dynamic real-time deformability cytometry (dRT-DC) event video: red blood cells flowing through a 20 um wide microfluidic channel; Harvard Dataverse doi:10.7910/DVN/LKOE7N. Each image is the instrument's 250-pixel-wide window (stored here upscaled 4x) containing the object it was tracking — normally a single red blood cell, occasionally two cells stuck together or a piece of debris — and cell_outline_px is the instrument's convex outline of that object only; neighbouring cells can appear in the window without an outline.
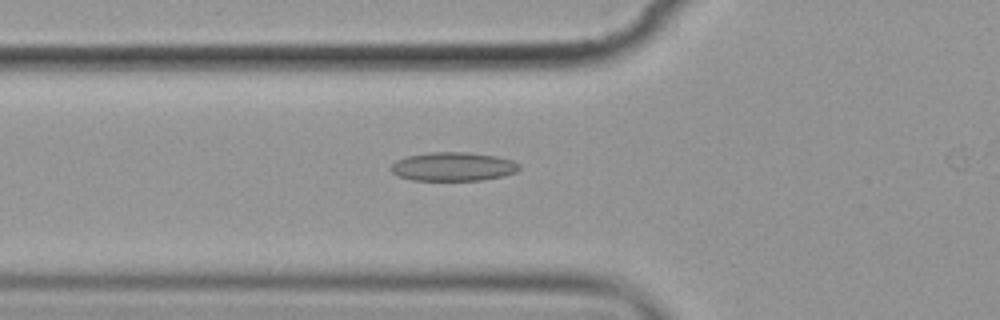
{"species": "common noctule bat (a hibernating species)", "species_latin": "Nyctalus noctula", "temperature_condition": "cold", "stored_images_in_passage": 4, "camera_frame_rate_fps": 3000, "um_per_image_px": 0.085, "animal": {"sex": "female", "body_mass_g": 19.9}, "frame": {"image": 1, "passage_image": 4, "time_ms": 3.667, "image_size_px": [1000, 320], "cell_outline_px": [[520, 168], [516, 172], [504, 176], [484, 180], [412, 180], [396, 176], [388, 168], [396, 160], [408, 156], [432, 152], [468, 152], [496, 156], [512, 160], [520, 164]], "centroid_in_image_um": [38.51, 14.16], "position_along_channel_um": 87.3, "area_um2": 21.68}}